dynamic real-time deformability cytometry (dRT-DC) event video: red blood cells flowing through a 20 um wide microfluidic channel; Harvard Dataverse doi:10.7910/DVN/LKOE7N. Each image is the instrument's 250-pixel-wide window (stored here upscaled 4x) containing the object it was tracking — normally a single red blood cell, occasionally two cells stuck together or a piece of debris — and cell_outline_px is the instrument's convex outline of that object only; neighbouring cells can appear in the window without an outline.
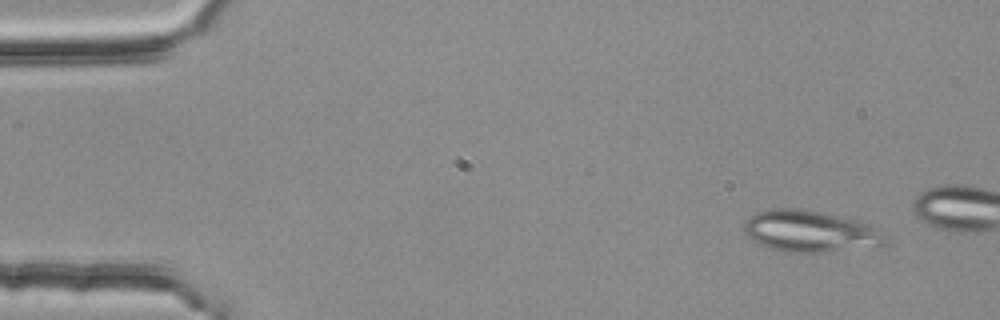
{"species": "common noctule bat (a hibernating species)", "species_latin": "Nyctalus noctula", "temperature_condition": "room temperature", "stored_images_in_passage": 15, "camera_frame_rate_fps": 3000, "um_per_image_px": 0.085, "animal": {"sex": "female", "body_mass_g": 25.1}, "frame": {"image": 1, "passage_image": 5, "time_ms": 1.333, "image_size_px": [1000, 320], "cell_outline_px": [[888, 236], [884, 244], [876, 248], [824, 252], [784, 252], [768, 248], [756, 244], [744, 232], [744, 220], [756, 212], [776, 208], [800, 208], [856, 220], [872, 224], [884, 228], [888, 232]], "centroid_in_image_um": [68.95, 19.68], "position_along_channel_um": 16.0, "area_um2": 35.14}}